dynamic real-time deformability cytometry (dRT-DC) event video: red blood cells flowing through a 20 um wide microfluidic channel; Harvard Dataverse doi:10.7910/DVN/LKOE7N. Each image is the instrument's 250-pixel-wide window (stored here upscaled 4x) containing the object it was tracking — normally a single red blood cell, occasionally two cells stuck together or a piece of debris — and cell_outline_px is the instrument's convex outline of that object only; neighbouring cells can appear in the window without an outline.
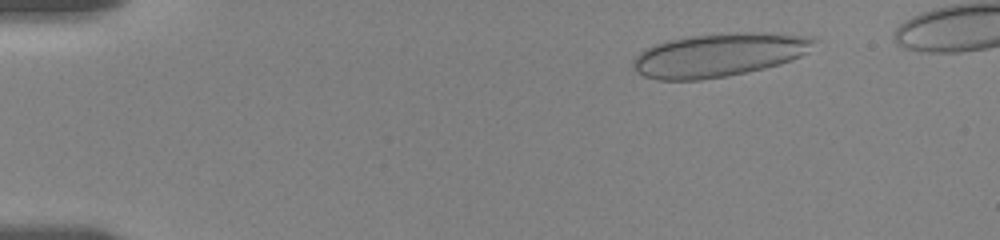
{"species": "human", "species_latin": "Homo sapiens", "temperature_condition": "room temperature", "stored_images_in_passage": 33, "camera_frame_rate_fps": 3000, "um_per_image_px": 0.085, "donor": {"sex": "female"}, "frame": {"image": 1, "passage_image": 7, "time_ms": 2.0, "image_size_px": [1000, 240], "cell_outline_px": [[816, 40], [808, 52], [792, 60], [780, 64], [764, 68], [724, 76], [700, 80], [660, 80], [644, 76], [636, 72], [632, 64], [632, 60], [644, 48], [668, 40], [688, 36], [732, 32], [772, 32], [812, 36]], "centroid_in_image_um": [61.12, 4.65], "position_along_channel_um": 23.9, "area_um2": 46.07}}
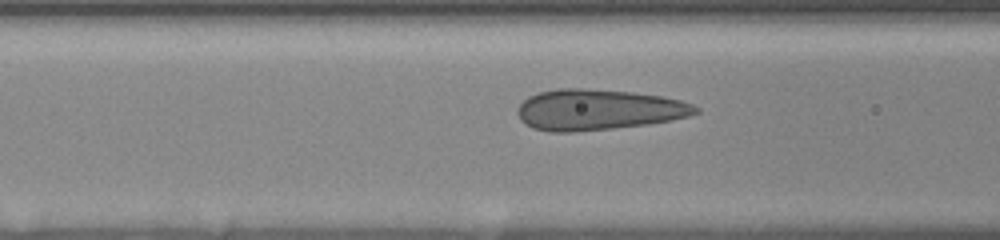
{"frame": {"image": 2, "passage_image": 26, "time_ms": 7.0, "image_size_px": [1000, 240], "cell_outline_px": [[700, 112], [688, 116], [648, 124], [612, 128], [572, 132], [548, 132], [532, 128], [524, 124], [520, 120], [516, 112], [520, 104], [528, 96], [540, 92], [556, 88], [584, 88], [632, 92], [660, 96], [680, 100], [692, 104], [700, 108]], "centroid_in_image_um": [50.8, 9.32], "position_along_channel_um": 115.8, "area_um2": 42.37}}
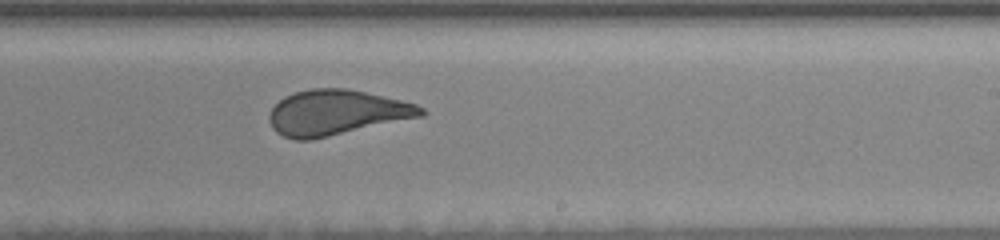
{"frame": {"image": 3, "passage_image": 33, "time_ms": 11.0, "image_size_px": [1000, 240], "cell_outline_px": [[428, 112], [424, 116], [328, 136], [308, 140], [296, 140], [284, 136], [276, 132], [272, 128], [268, 120], [268, 116], [272, 108], [284, 96], [296, 92], [312, 88], [344, 88], [364, 92], [400, 100], [416, 104], [424, 108]], "centroid_in_image_um": [28.59, 9.57], "position_along_channel_um": 260.4, "area_um2": 39.77}}